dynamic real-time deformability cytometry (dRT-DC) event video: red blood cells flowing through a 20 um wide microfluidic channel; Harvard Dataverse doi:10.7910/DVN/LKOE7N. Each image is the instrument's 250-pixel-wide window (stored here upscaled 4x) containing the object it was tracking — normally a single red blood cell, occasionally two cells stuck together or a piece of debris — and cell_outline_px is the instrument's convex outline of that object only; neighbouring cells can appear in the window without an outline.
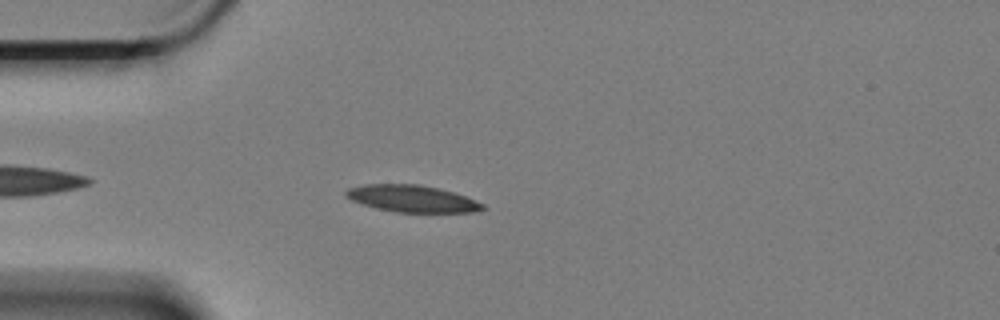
{"species": "Egyptian fruit bat (a non-hibernating species)", "species_latin": "Rousettus aegyptiacus", "temperature_condition": "cold", "stored_images_in_passage": 8, "camera_frame_rate_fps": 3000, "um_per_image_px": 0.085, "animal": {"sex": "female"}, "frame": {"image": 1, "passage_image": 5, "time_ms": 1.333, "image_size_px": [1000, 320], "cell_outline_px": [[484, 208], [472, 212], [396, 212], [364, 204], [352, 200], [344, 192], [348, 188], [364, 184], [420, 184], [452, 192], [464, 196], [484, 204]], "centroid_in_image_um": [35.01, 16.87], "position_along_channel_um": 50.0, "area_um2": 20.92}}
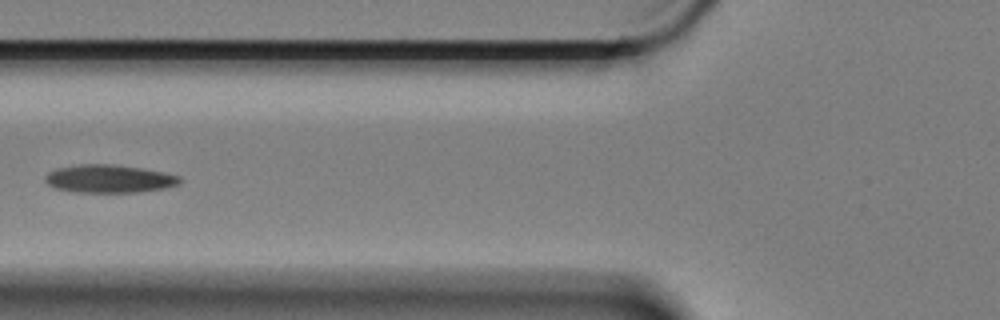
{"frame": {"image": 2, "passage_image": 7, "time_ms": 2.0, "image_size_px": [1000, 320], "cell_outline_px": [[180, 184], [164, 188], [136, 192], [72, 192], [56, 188], [48, 184], [44, 180], [44, 176], [48, 172], [56, 168], [80, 164], [112, 164], [140, 168], [164, 172], [180, 176]], "centroid_in_image_um": [9.24, 15.19], "position_along_channel_um": 116.6, "area_um2": 21.96}}
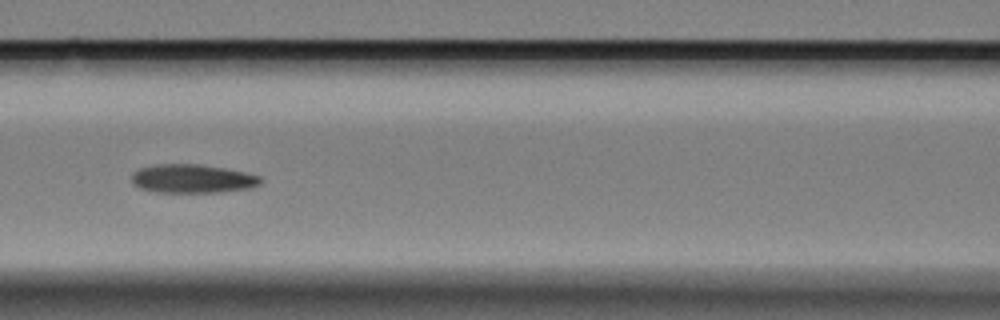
{"frame": {"image": 3, "passage_image": 8, "time_ms": 2.333, "image_size_px": [1000, 320], "cell_outline_px": [[264, 180], [260, 184], [252, 188], [220, 192], [156, 192], [140, 188], [132, 184], [132, 172], [140, 168], [152, 164], [200, 164], [224, 168], [244, 172], [260, 176]], "centroid_in_image_um": [16.36, 15.18], "position_along_channel_um": 150.2, "area_um2": 21.73}}